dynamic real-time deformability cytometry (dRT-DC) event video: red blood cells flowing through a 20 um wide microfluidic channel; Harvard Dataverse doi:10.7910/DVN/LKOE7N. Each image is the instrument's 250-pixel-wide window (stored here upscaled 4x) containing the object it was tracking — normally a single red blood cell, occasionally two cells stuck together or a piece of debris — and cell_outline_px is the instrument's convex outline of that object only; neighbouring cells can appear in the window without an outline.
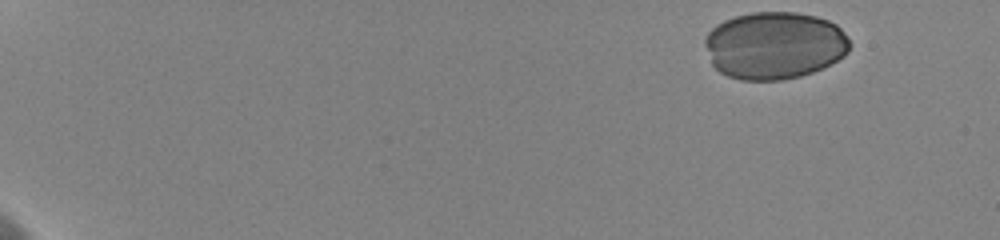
{"species": "human", "species_latin": "Homo sapiens", "temperature_condition": "cold", "stored_images_in_passage": 12, "camera_frame_rate_fps": 3000, "um_per_image_px": 0.085, "donor": {"sex": "female"}, "frame": {"image": 1, "passage_image": 1, "time_ms": 0.0, "image_size_px": [1000, 240], "cell_outline_px": [[848, 52], [844, 56], [812, 72], [800, 76], [780, 80], [740, 80], [728, 76], [720, 72], [712, 64], [704, 44], [704, 40], [708, 32], [716, 24], [724, 20], [736, 16], [752, 12], [796, 12], [816, 16], [828, 20], [836, 24], [840, 28], [848, 40]], "centroid_in_image_um": [65.79, 3.85], "position_along_channel_um": 19.2, "area_um2": 56.76}}